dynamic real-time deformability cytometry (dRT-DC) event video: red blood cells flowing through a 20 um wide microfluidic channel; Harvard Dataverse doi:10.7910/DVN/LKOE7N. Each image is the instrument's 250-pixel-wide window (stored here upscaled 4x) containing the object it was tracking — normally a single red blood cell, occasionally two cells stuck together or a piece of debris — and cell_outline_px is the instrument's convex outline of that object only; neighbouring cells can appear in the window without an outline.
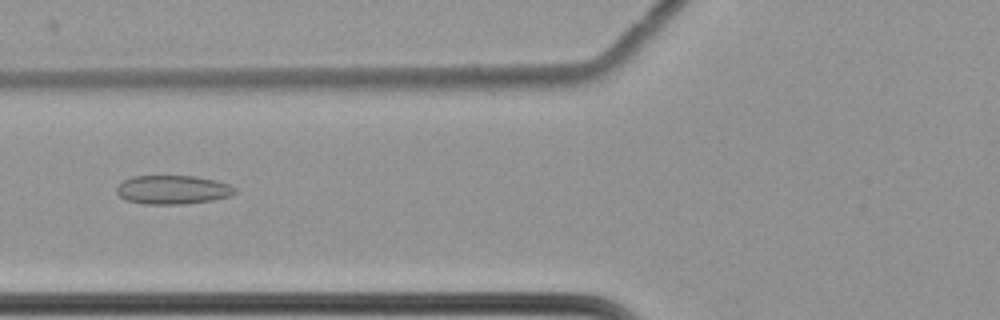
{"species": "common noctule bat (a hibernating species)", "species_latin": "Nyctalus noctula", "temperature_condition": "cold", "stored_images_in_passage": 61, "camera_frame_rate_fps": 3000, "um_per_image_px": 0.085, "animal": {"sex": "female", "body_mass_g": 22.7, "forearm_length_mm": 54.2}, "frame": {"image": 1, "passage_image": 26, "time_ms": 8.333, "image_size_px": [1000, 320], "cell_outline_px": [[236, 192], [232, 196], [212, 200], [188, 204], [144, 204], [128, 200], [120, 196], [116, 192], [116, 188], [124, 180], [132, 176], [196, 176], [216, 180], [228, 184], [236, 188]], "centroid_in_image_um": [14.72, 16.13], "position_along_channel_um": 111.1, "area_um2": 19.94}}
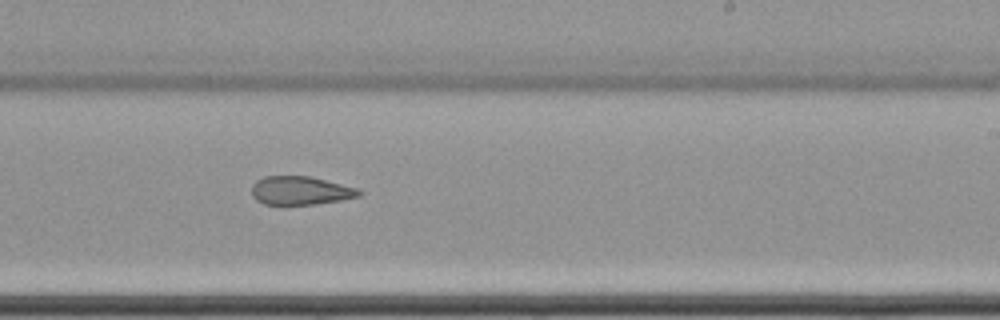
{"frame": {"image": 2, "passage_image": 39, "time_ms": 12.667, "image_size_px": [1000, 320], "cell_outline_px": [[360, 196], [340, 200], [316, 204], [264, 204], [256, 200], [252, 196], [252, 184], [256, 180], [264, 176], [308, 176], [356, 188], [360, 192]], "centroid_in_image_um": [25.47, 16.2], "position_along_channel_um": 263.5, "area_um2": 17.57}}
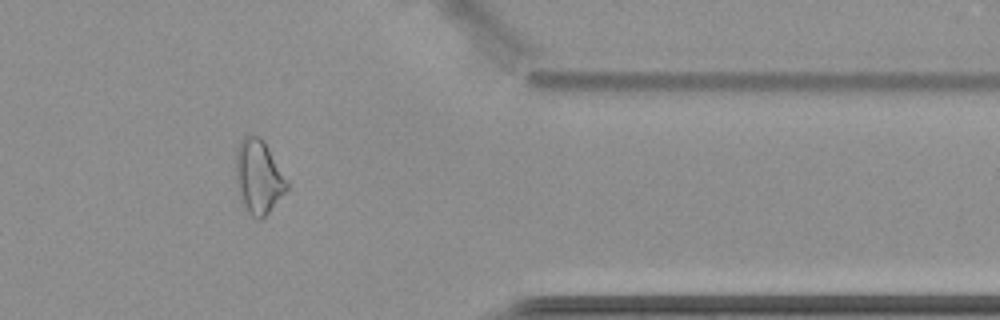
{"frame": {"image": 3, "passage_image": 51, "time_ms": 16.667, "image_size_px": [1000, 320], "cell_outline_px": [[288, 188], [268, 212], [260, 220], [256, 220], [240, 204], [236, 184], [236, 148], [240, 140], [248, 132], [260, 136], [264, 140], [288, 180]], "centroid_in_image_um": [21.94, 14.99], "position_along_channel_um": 389.5, "area_um2": 22.48}, "authors_computed_cell_mechanics": {"area_um2": 22.6576, "velocity_mm_per_s": 3.5166, "shape_relaxation_time_tau1_ms": null, "shape_relaxation_time_tau2_ms": 4.5179, "deformation_change_tau1": null, "deformation_change_tau2": 0.1311}}